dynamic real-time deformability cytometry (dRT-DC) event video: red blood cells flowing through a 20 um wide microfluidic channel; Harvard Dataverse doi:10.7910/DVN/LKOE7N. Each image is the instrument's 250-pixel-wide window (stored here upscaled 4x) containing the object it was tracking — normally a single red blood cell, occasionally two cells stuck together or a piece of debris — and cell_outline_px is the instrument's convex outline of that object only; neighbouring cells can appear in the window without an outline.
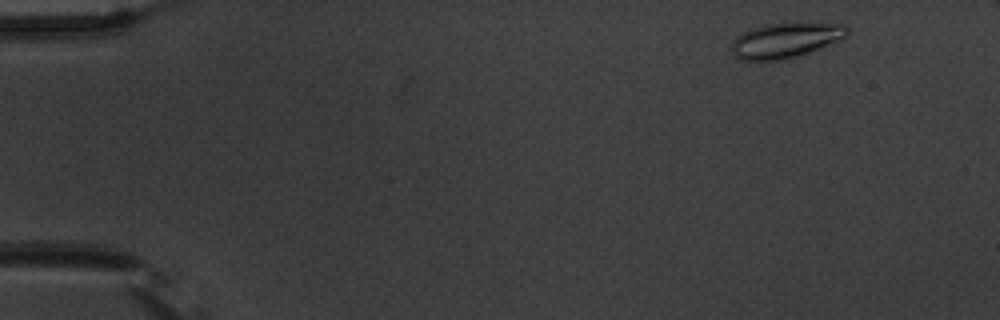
{"species": "common noctule bat (a hibernating species)", "species_latin": "Nyctalus noctula", "temperature_condition": "warm", "stored_images_in_passage": 53, "camera_frame_rate_fps": 3000, "um_per_image_px": 0.085, "animal": {"sex": "male", "body_mass_g": 20.1, "forearm_length_mm": 53.5}, "frame": {"image": 1, "passage_image": 3, "time_ms": 0.667, "image_size_px": [1000, 320], "cell_outline_px": [[848, 36], [840, 40], [808, 52], [796, 56], [780, 60], [740, 60], [732, 52], [732, 44], [736, 36], [752, 28], [764, 24], [844, 24], [848, 28]], "centroid_in_image_um": [66.75, 3.43], "position_along_channel_um": 18.2, "area_um2": 23.06}}
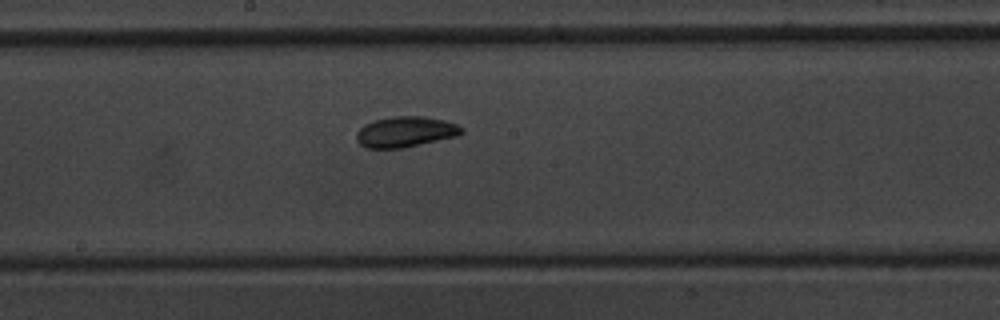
{"frame": {"image": 2, "passage_image": 28, "time_ms": 9.0, "image_size_px": [1000, 320], "cell_outline_px": [[464, 132], [456, 136], [404, 148], [364, 148], [356, 140], [356, 132], [364, 124], [376, 120], [392, 116], [424, 116], [444, 120], [456, 124], [464, 128]], "centroid_in_image_um": [34.45, 11.21], "position_along_channel_um": 213.8, "area_um2": 18.84}}
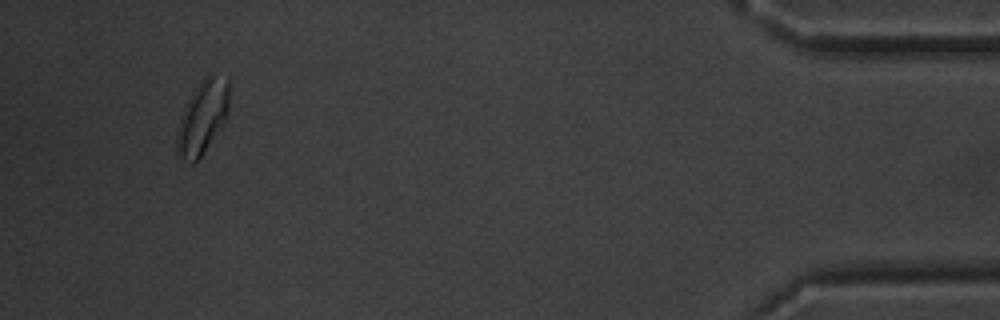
{"frame": {"image": 3, "passage_image": 50, "time_ms": 16.333, "image_size_px": [1000, 320], "cell_outline_px": [[228, 112], [220, 128], [200, 156], [192, 164], [188, 164], [180, 160], [176, 156], [176, 132], [180, 116], [192, 92], [200, 80], [208, 72], [228, 76]], "centroid_in_image_um": [17.17, 9.94], "position_along_channel_um": 418.0, "area_um2": 22.72}}